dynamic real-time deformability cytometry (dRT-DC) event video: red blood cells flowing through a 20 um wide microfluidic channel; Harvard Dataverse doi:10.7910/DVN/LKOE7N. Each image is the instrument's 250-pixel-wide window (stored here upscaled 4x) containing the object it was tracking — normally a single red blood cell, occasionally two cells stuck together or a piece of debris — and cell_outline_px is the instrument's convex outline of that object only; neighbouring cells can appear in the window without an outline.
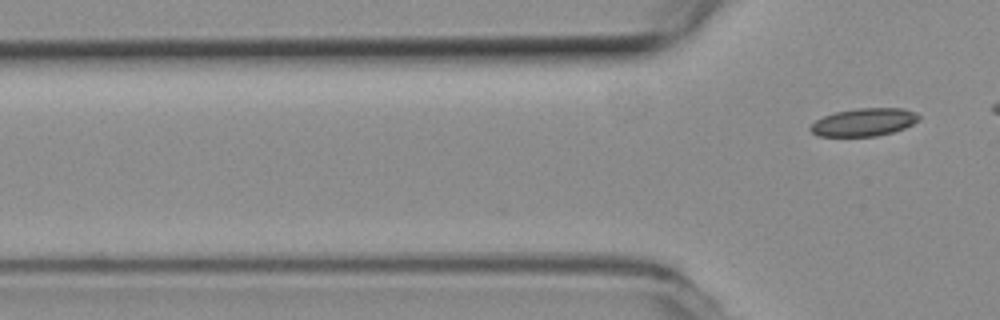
{"species": "common noctule bat (a hibernating species)", "species_latin": "Nyctalus noctula", "temperature_condition": "room temperature", "stored_images_in_passage": 3, "camera_frame_rate_fps": 3000, "um_per_image_px": 0.085, "animal": {"sex": "female", "body_mass_g": 19.3, "forearm_length_mm": 54.1}, "frame": {"image": 1, "passage_image": 3, "time_ms": 0.667, "image_size_px": [1000, 320], "cell_outline_px": [[920, 116], [912, 124], [904, 128], [892, 132], [876, 136], [816, 136], [808, 128], [816, 120], [824, 116], [836, 112], [856, 108], [904, 108], [916, 112]], "centroid_in_image_um": [73.42, 10.38], "position_along_channel_um": 52.4, "area_um2": 17.51}}